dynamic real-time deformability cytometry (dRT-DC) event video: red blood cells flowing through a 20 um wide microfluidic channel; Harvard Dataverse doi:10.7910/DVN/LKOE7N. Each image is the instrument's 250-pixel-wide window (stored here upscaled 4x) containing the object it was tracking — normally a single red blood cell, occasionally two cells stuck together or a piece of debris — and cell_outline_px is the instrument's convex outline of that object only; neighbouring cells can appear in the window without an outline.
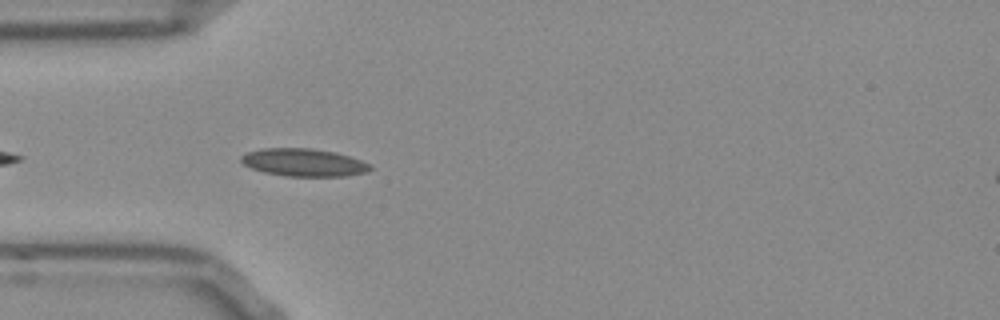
{"species": "Egyptian fruit bat (a non-hibernating species)", "species_latin": "Rousettus aegyptiacus", "temperature_condition": "room temperature", "stored_images_in_passage": 40, "camera_frame_rate_fps": 3000, "um_per_image_px": 0.085, "frame": {"image": 1, "passage_image": 3, "time_ms": 0.667, "image_size_px": [1000, 320], "cell_outline_px": [[372, 168], [368, 172], [348, 176], [288, 176], [264, 172], [252, 168], [244, 164], [240, 160], [240, 156], [248, 152], [260, 148], [312, 148], [336, 152], [372, 164]], "centroid_in_image_um": [25.84, 13.81], "position_along_channel_um": 59.2, "area_um2": 20.92}}
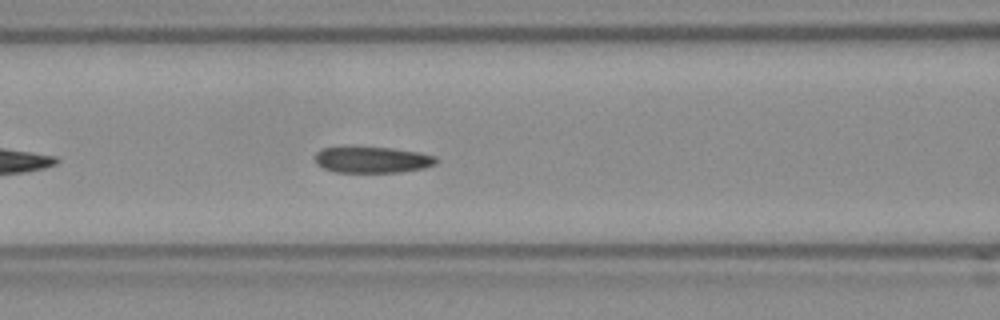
{"frame": {"image": 2, "passage_image": 9, "time_ms": 2.667, "image_size_px": [1000, 320], "cell_outline_px": [[436, 164], [424, 168], [396, 172], [336, 172], [324, 168], [316, 164], [316, 152], [324, 148], [340, 144], [360, 144], [392, 148], [420, 152], [436, 156]], "centroid_in_image_um": [31.58, 13.51], "position_along_channel_um": 135.0, "area_um2": 19.42}}
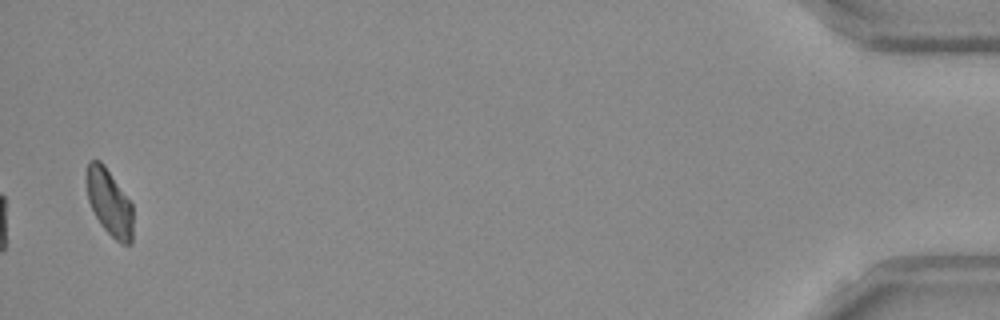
{"frame": {"image": 3, "passage_image": 39, "time_ms": 12.667, "image_size_px": [1000, 320], "cell_outline_px": [[132, 244], [120, 244], [100, 224], [88, 200], [88, 160], [100, 160], [104, 164], [132, 204]], "centroid_in_image_um": [9.32, 17.23], "position_along_channel_um": 425.9, "area_um2": 17.57}, "authors_computed_cell_mechanics": {"area_um2": 19.3919, "velocity_mm_per_s": 3.8514, "shape_relaxation_time_tau1_ms": null, "shape_relaxation_time_tau2_ms": 7.555, "deformation_change_tau1": null, "deformation_change_tau2": 0.1338}}